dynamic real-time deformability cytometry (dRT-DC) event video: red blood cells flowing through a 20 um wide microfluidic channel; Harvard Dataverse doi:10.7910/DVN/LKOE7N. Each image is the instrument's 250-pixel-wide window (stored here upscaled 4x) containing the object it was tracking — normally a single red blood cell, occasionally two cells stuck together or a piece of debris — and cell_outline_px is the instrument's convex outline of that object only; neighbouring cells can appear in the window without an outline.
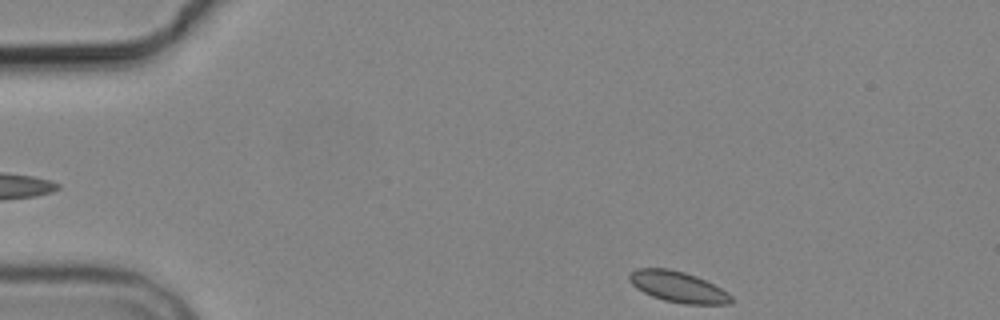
{"species": "common noctule bat (a hibernating species)", "species_latin": "Nyctalus noctula", "temperature_condition": "cold", "stored_images_in_passage": 5, "segment_of_instrument_passage": [2, 2], "camera_frame_rate_fps": 3000, "um_per_image_px": 0.085, "animal": {"sex": "male", "body_mass_g": 19.2, "forearm_length_mm": 51.8}, "frame": {"image": 1, "passage_image": 5, "time_ms": 4.667, "image_size_px": [1000, 320], "cell_outline_px": [[732, 304], [684, 304], [664, 300], [652, 296], [636, 288], [628, 280], [628, 276], [636, 268], [668, 268], [684, 272], [696, 276], [728, 292], [732, 296]], "centroid_in_image_um": [57.62, 24.38], "position_along_channel_um": 27.4, "area_um2": 18.26}}